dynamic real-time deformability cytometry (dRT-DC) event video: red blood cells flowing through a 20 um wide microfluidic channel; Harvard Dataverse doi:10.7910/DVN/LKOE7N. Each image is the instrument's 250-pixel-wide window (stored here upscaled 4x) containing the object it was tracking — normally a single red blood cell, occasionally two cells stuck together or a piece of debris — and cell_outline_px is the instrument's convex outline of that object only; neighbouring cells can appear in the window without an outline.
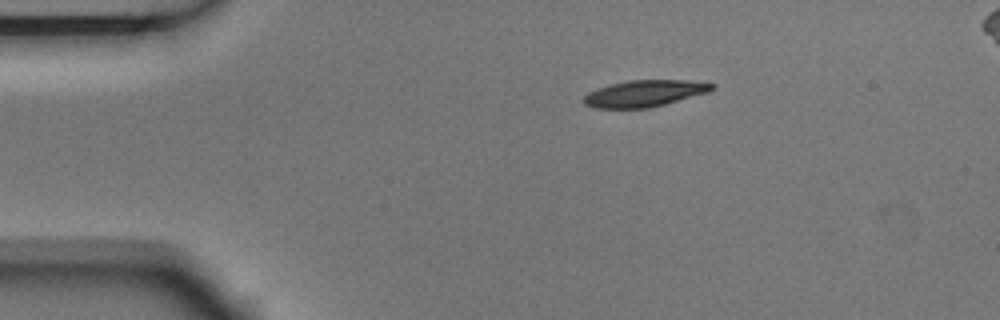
{"species": "Egyptian fruit bat (a non-hibernating species)", "species_latin": "Rousettus aegyptiacus", "temperature_condition": "room temperature", "stored_images_in_passage": 45, "camera_frame_rate_fps": 3000, "um_per_image_px": 0.085, "animal": {"sex": "male"}, "frame": {"image": 1, "passage_image": 1, "time_ms": 0.0, "image_size_px": [1000, 320], "cell_outline_px": [[716, 88], [708, 92], [664, 104], [648, 108], [592, 108], [584, 104], [580, 100], [588, 92], [596, 88], [628, 80], [688, 80], [716, 84]], "centroid_in_image_um": [54.74, 7.94], "position_along_channel_um": 30.3, "area_um2": 19.94}}
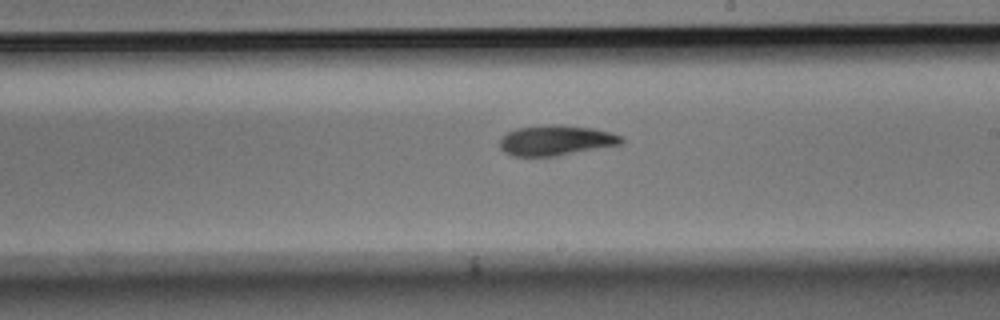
{"frame": {"image": 2, "passage_image": 22, "time_ms": 7.0, "image_size_px": [1000, 320], "cell_outline_px": [[624, 140], [620, 144], [556, 156], [512, 156], [504, 152], [500, 148], [500, 140], [508, 132], [516, 128], [556, 124], [592, 128], [624, 136]], "centroid_in_image_um": [47.24, 11.93], "position_along_channel_um": 241.8, "area_um2": 21.21}}
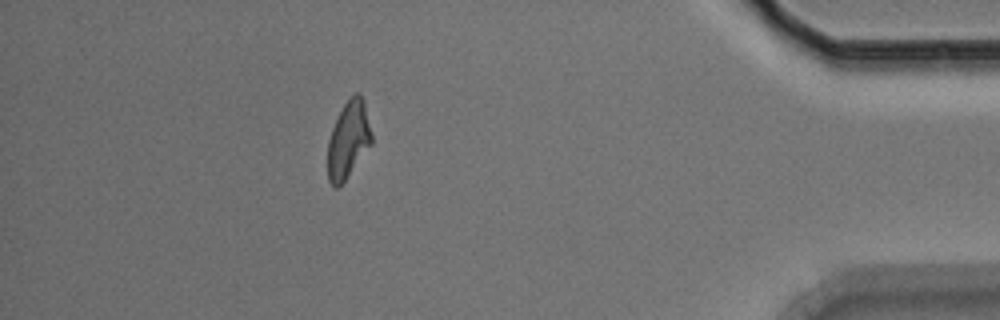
{"frame": {"image": 3, "passage_image": 39, "time_ms": 12.667, "image_size_px": [1000, 320], "cell_outline_px": [[372, 144], [344, 180], [336, 188], [328, 180], [328, 140], [332, 128], [344, 104], [356, 92], [360, 92], [364, 100], [372, 132]], "centroid_in_image_um": [29.63, 11.84], "position_along_channel_um": 405.6, "area_um2": 19.48}, "authors_computed_cell_mechanics": {"area_um2": 20.808, "velocity_mm_per_s": 3.7319, "shape_relaxation_time_tau1_ms": 3.6368, "shape_relaxation_time_tau2_ms": 8.6137, "deformation_change_tau1": 0.1425, "deformation_change_tau2": 0.1786}}